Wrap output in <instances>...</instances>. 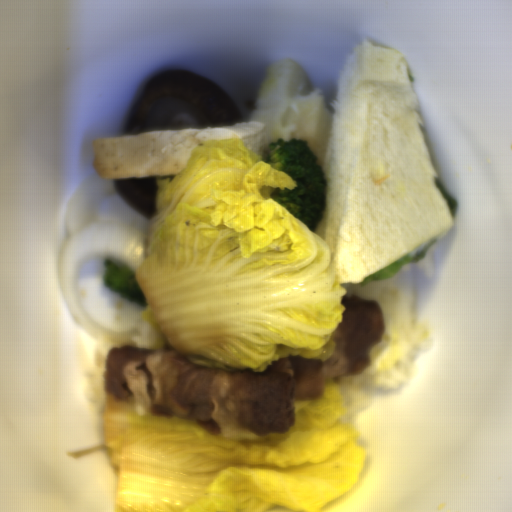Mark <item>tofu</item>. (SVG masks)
Wrapping results in <instances>:
<instances>
[{"label": "tofu", "mask_w": 512, "mask_h": 512, "mask_svg": "<svg viewBox=\"0 0 512 512\" xmlns=\"http://www.w3.org/2000/svg\"><path fill=\"white\" fill-rule=\"evenodd\" d=\"M236 137L268 164L266 124L260 119L211 128L149 130L109 138H93L92 168L100 179L169 176V181L188 163L199 143Z\"/></svg>", "instance_id": "1"}]
</instances>
